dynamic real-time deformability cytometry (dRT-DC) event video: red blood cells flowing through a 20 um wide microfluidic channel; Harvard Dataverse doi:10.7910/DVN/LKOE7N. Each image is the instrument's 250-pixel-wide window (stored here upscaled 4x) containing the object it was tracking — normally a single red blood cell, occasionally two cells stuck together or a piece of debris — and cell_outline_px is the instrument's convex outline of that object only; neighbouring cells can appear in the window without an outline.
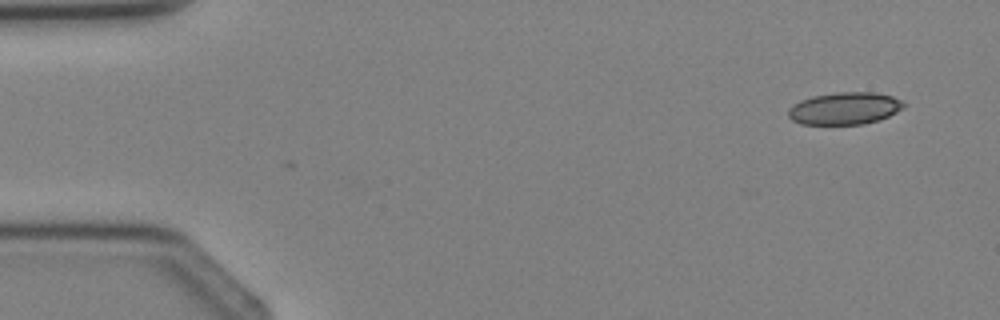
{"species": "Egyptian fruit bat (a non-hibernating species)", "species_latin": "Rousettus aegyptiacus", "temperature_condition": "cold", "stored_images_in_passage": 3, "camera_frame_rate_fps": 3000, "um_per_image_px": 0.085, "animal": {"sex": "female"}, "frame": {"image": 1, "passage_image": 1, "time_ms": 0.0, "image_size_px": [1000, 320], "cell_outline_px": [[904, 108], [880, 120], [864, 124], [800, 124], [792, 120], [788, 116], [788, 108], [792, 104], [800, 100], [812, 96], [836, 92], [876, 92], [892, 96], [900, 100], [904, 104]], "centroid_in_image_um": [71.77, 9.21], "position_along_channel_um": 13.2, "area_um2": 21.85}}
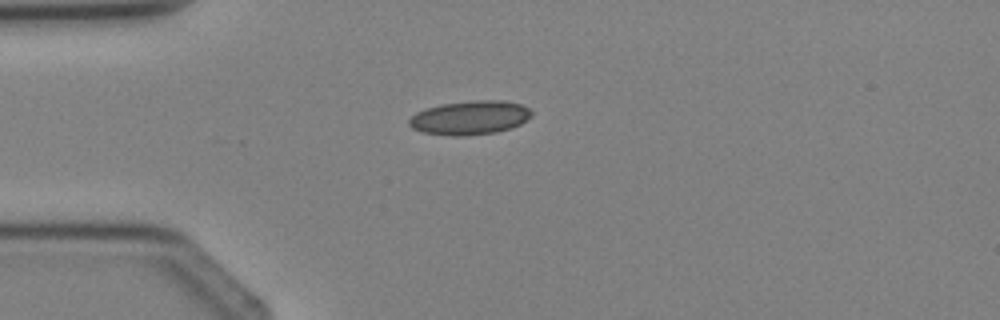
{"frame": {"image": 2, "passage_image": 3, "time_ms": 2.333, "image_size_px": [1000, 320], "cell_outline_px": [[532, 116], [520, 124], [496, 132], [464, 136], [452, 136], [424, 132], [412, 128], [408, 124], [408, 120], [416, 112], [428, 108], [444, 104], [476, 100], [500, 100], [520, 104], [528, 108], [532, 112]], "centroid_in_image_um": [39.94, 10.01], "position_along_channel_um": 45.1, "area_um2": 23.93}}